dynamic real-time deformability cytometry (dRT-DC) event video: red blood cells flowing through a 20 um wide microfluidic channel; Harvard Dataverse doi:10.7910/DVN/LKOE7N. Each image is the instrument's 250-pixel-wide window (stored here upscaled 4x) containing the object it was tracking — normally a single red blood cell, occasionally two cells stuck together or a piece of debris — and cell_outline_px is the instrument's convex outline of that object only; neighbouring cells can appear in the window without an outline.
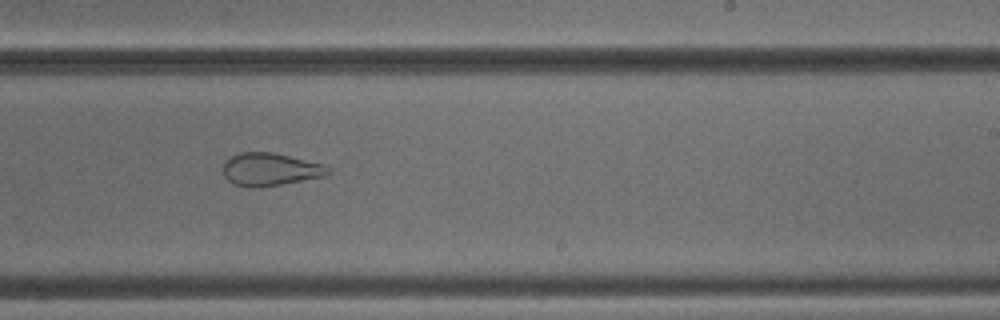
{"species": "common noctule bat (a hibernating species)", "species_latin": "Nyctalus noctula", "temperature_condition": "cold", "stored_images_in_passage": 39, "camera_frame_rate_fps": 3000, "um_per_image_px": 0.085, "animal": {"sex": "male", "body_mass_g": 18.8}, "frame": {"image": 1, "passage_image": 21, "time_ms": 6.667, "image_size_px": [1000, 320], "cell_outline_px": [[332, 172], [328, 176], [260, 188], [252, 188], [232, 184], [224, 176], [224, 160], [240, 152], [272, 152], [324, 164], [332, 168]], "centroid_in_image_um": [23.01, 14.41], "position_along_channel_um": 266.0, "area_um2": 20.46}, "authors_computed_cell_mechanics": {"area_um2": 20.6346, "velocity_mm_per_s": 3.8906, "shape_relaxation_time_tau1_ms": null, "shape_relaxation_time_tau2_ms": 1.4619, "deformation_change_tau1": null, "deformation_change_tau2": 0.0925}}